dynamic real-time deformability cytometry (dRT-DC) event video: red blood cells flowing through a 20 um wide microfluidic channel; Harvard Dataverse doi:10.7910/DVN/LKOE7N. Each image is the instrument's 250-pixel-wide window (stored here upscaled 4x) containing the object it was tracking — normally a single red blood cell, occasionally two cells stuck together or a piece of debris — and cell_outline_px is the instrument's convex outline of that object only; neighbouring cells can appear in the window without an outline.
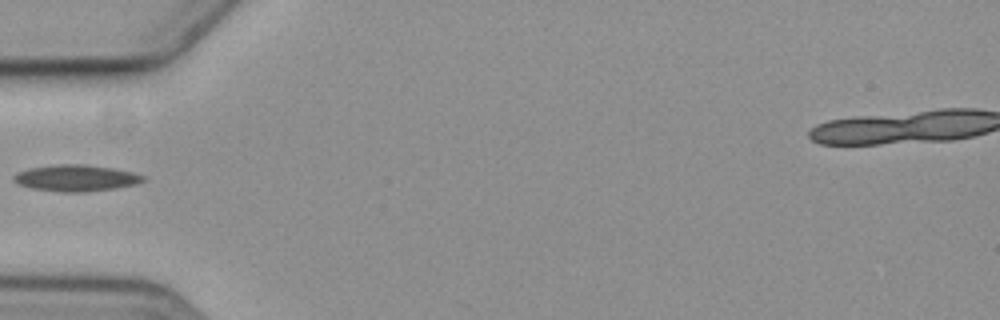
{"species": "common noctule bat (a hibernating species)", "species_latin": "Nyctalus noctula", "temperature_condition": "cold", "stored_images_in_passage": 1, "camera_frame_rate_fps": 3000, "um_per_image_px": 0.085, "animal": {"sex": "female", "body_mass_g": 19.3, "forearm_length_mm": 54.1}, "frame": {"image": 1, "passage_image": 1, "time_ms": 0.0, "image_size_px": [1000, 320], "cell_outline_px": [[148, 180], [136, 184], [116, 188], [88, 192], [60, 192], [32, 188], [16, 184], [12, 180], [12, 176], [28, 168], [56, 164], [84, 164], [116, 168], [132, 172], [144, 176]], "centroid_in_image_um": [6.47, 15.13], "position_along_channel_um": 78.5, "area_um2": 20.23}}